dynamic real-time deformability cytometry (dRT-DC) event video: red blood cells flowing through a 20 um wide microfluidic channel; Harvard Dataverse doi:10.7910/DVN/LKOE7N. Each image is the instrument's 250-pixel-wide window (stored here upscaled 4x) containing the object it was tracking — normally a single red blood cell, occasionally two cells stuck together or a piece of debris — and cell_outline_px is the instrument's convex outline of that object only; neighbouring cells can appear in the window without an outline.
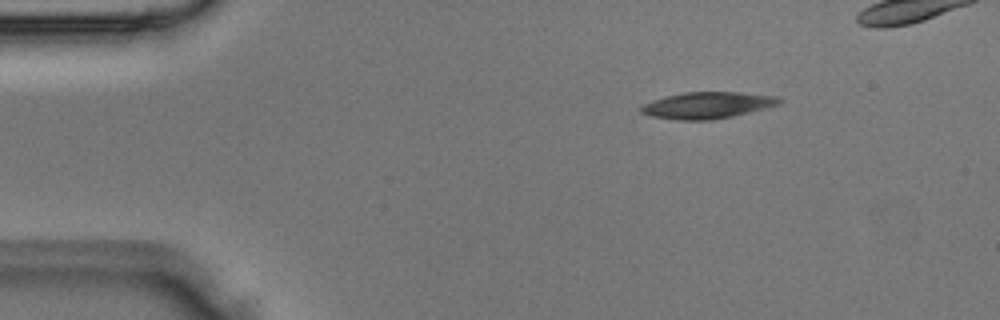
{"species": "Egyptian fruit bat (a non-hibernating species)", "species_latin": "Rousettus aegyptiacus", "temperature_condition": "room temperature", "stored_images_in_passage": 5, "camera_frame_rate_fps": 3000, "um_per_image_px": 0.085, "animal": {"sex": "male"}, "frame": {"image": 1, "passage_image": 2, "time_ms": 0.333, "image_size_px": [1000, 320], "cell_outline_px": [[784, 100], [780, 104], [732, 116], [712, 120], [676, 120], [652, 116], [640, 112], [640, 108], [644, 104], [652, 100], [684, 92], [740, 92], [780, 96]], "centroid_in_image_um": [60.16, 8.94], "position_along_channel_um": 24.8, "area_um2": 21.33}}